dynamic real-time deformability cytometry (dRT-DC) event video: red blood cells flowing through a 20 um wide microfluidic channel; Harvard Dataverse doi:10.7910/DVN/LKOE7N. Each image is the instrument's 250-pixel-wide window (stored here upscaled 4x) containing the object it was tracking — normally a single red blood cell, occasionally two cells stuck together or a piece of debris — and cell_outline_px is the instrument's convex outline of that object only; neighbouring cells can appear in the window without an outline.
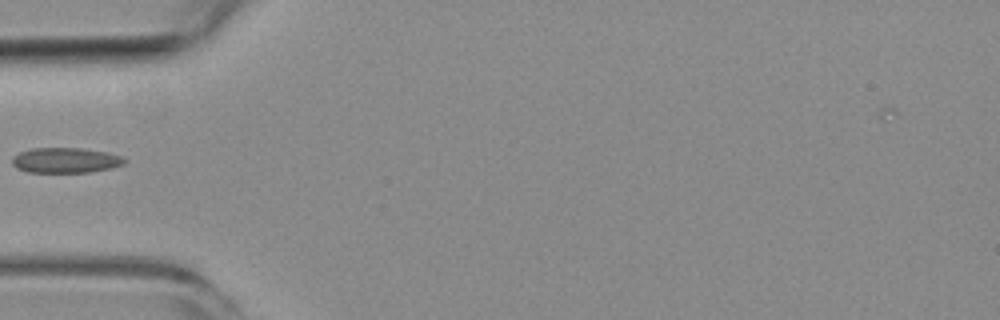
{"species": "common noctule bat (a hibernating species)", "species_latin": "Nyctalus noctula", "temperature_condition": "room temperature", "stored_images_in_passage": 7, "camera_frame_rate_fps": 3000, "um_per_image_px": 0.085, "animal": {"sex": "female", "body_mass_g": 19.3, "forearm_length_mm": 54.1}, "frame": {"image": 1, "passage_image": 6, "time_ms": 7.0, "image_size_px": [1000, 320], "cell_outline_px": [[128, 160], [124, 164], [112, 168], [88, 172], [28, 172], [16, 168], [12, 164], [12, 156], [20, 152], [32, 148], [80, 148], [108, 152], [120, 156]], "centroid_in_image_um": [5.57, 13.62], "position_along_channel_um": 79.4, "area_um2": 16.59}}
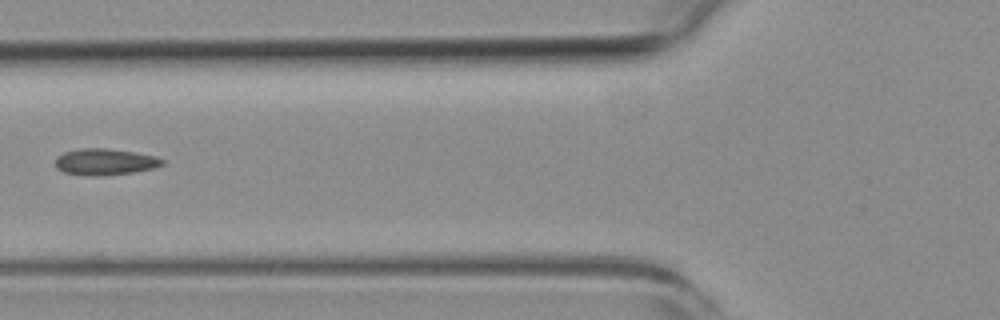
{"frame": {"image": 2, "passage_image": 7, "time_ms": 8.0, "image_size_px": [1000, 320], "cell_outline_px": [[164, 164], [156, 168], [136, 172], [100, 176], [88, 176], [64, 172], [56, 168], [56, 156], [64, 152], [80, 148], [108, 148], [156, 156], [164, 160]], "centroid_in_image_um": [8.93, 13.76], "position_along_channel_um": 116.9, "area_um2": 16.65}}